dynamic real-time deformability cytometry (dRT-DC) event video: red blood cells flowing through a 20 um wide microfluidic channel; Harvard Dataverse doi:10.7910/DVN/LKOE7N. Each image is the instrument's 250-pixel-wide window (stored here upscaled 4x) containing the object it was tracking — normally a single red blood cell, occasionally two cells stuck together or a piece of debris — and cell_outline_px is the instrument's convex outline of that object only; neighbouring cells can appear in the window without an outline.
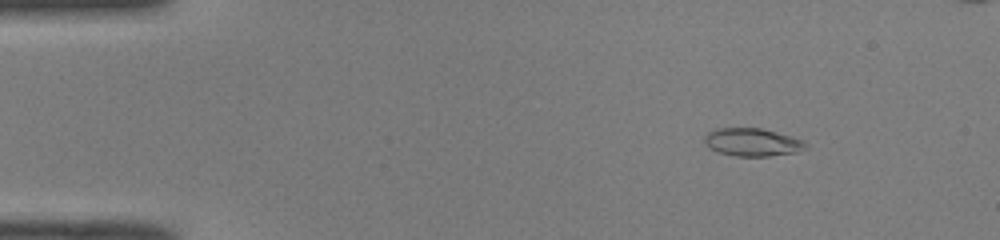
{"species": "common noctule bat (a hibernating species)", "species_latin": "Nyctalus noctula", "temperature_condition": "room temperature", "stored_images_in_passage": 46, "camera_frame_rate_fps": 3000, "um_per_image_px": 0.085, "animal": {"sex": "male", "body_mass_g": 19.0, "forearm_length_mm": 50.8}, "frame": {"image": 1, "passage_image": 2, "time_ms": 0.333, "image_size_px": [1000, 240], "cell_outline_px": [[808, 148], [796, 152], [768, 156], [736, 156], [716, 152], [708, 148], [704, 144], [704, 136], [708, 132], [716, 128], [760, 128], [792, 136], [804, 140], [808, 144]], "centroid_in_image_um": [63.94, 12.09], "position_along_channel_um": 21.1, "area_um2": 16.7}}
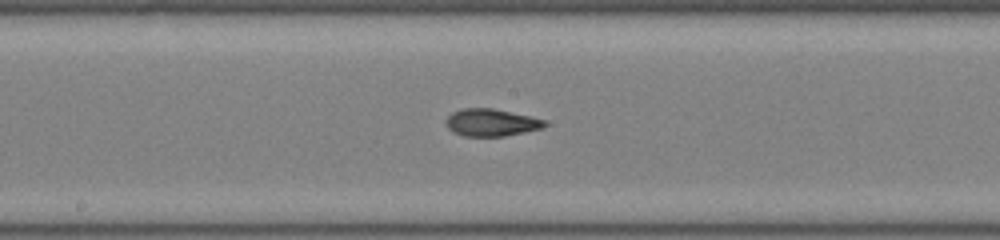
{"frame": {"image": 2, "passage_image": 22, "time_ms": 7.0, "image_size_px": [1000, 240], "cell_outline_px": [[548, 124], [544, 128], [504, 136], [464, 136], [452, 132], [448, 128], [444, 120], [452, 112], [464, 108], [492, 108], [528, 116], [544, 120]], "centroid_in_image_um": [41.72, 10.42], "position_along_channel_um": 206.5, "area_um2": 15.66}}
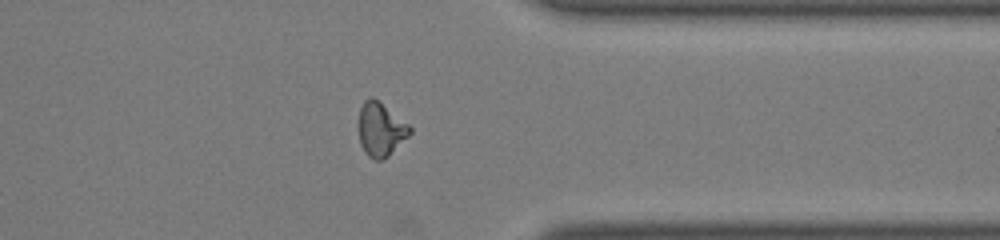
{"frame": {"image": 3, "passage_image": 35, "time_ms": 11.333, "image_size_px": [1000, 240], "cell_outline_px": [[412, 132], [384, 160], [376, 160], [368, 156], [364, 152], [360, 144], [360, 108], [364, 100], [372, 96], [408, 124], [412, 128]], "centroid_in_image_um": [32.36, 11.02], "position_along_channel_um": 379.0, "area_um2": 15.72}, "authors_computed_cell_mechanics": {"area_um2": 16.0106, "velocity_mm_per_s": 4.1079, "shape_relaxation_time_tau1_ms": 9.5949, "shape_relaxation_time_tau2_ms": 1.4361, "deformation_change_tau1": 0.2887, "deformation_change_tau2": 0.0713}}